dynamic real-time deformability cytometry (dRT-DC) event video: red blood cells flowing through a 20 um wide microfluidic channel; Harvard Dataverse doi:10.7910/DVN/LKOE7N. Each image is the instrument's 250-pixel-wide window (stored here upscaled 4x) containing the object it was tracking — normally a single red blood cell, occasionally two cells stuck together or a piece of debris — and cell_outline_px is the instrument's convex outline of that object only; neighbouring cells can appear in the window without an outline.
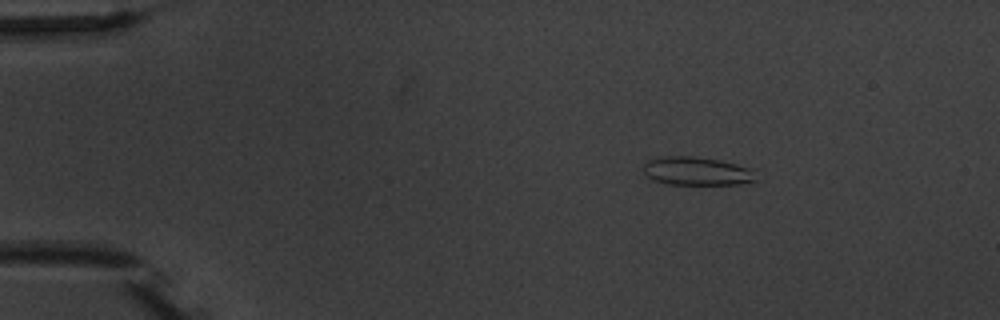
{"species": "common noctule bat (a hibernating species)", "species_latin": "Nyctalus noctula", "temperature_condition": "warm", "stored_images_in_passage": 4, "camera_frame_rate_fps": 3000, "um_per_image_px": 0.085, "animal": {"sex": "male", "body_mass_g": 20.1, "forearm_length_mm": 53.5}, "frame": {"image": 1, "passage_image": 2, "time_ms": 1.333, "image_size_px": [1000, 320], "cell_outline_px": [[756, 180], [740, 184], [668, 184], [656, 180], [648, 176], [644, 172], [644, 164], [648, 160], [664, 156], [692, 156], [720, 160], [736, 164], [748, 168]], "centroid_in_image_um": [59.18, 14.54], "position_along_channel_um": 25.8, "area_um2": 18.21}}